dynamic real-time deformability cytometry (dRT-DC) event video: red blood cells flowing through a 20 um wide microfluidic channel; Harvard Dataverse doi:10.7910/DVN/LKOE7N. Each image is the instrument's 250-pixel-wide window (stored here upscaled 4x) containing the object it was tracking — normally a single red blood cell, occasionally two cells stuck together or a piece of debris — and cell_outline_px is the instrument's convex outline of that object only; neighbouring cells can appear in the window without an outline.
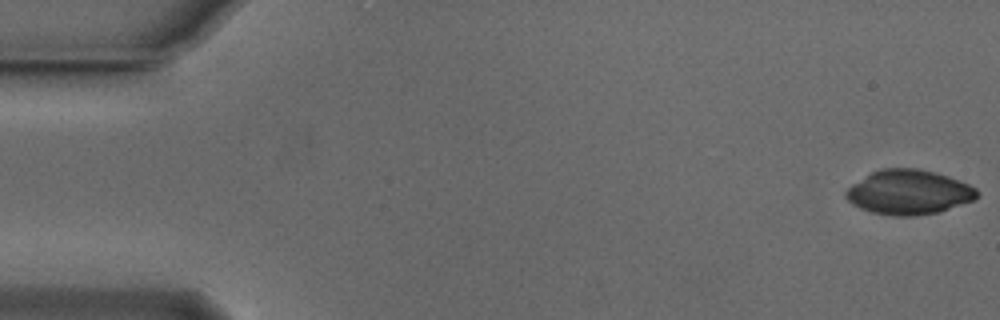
{"species": "Egyptian fruit bat (a non-hibernating species)", "species_latin": "Rousettus aegyptiacus", "temperature_condition": "cold", "stored_images_in_passage": 53, "camera_frame_rate_fps": 3000, "um_per_image_px": 0.085, "animal": {"sex": "male"}, "frame": {"image": 1, "passage_image": 1, "time_ms": 0.0, "image_size_px": [1000, 320], "cell_outline_px": [[980, 192], [976, 200], [936, 212], [912, 216], [896, 216], [872, 212], [860, 208], [852, 204], [844, 196], [844, 192], [852, 184], [872, 172], [880, 168], [916, 168], [936, 172], [948, 176], [968, 184], [976, 188]], "centroid_in_image_um": [77.25, 16.33], "position_along_channel_um": 7.8, "area_um2": 34.04}}